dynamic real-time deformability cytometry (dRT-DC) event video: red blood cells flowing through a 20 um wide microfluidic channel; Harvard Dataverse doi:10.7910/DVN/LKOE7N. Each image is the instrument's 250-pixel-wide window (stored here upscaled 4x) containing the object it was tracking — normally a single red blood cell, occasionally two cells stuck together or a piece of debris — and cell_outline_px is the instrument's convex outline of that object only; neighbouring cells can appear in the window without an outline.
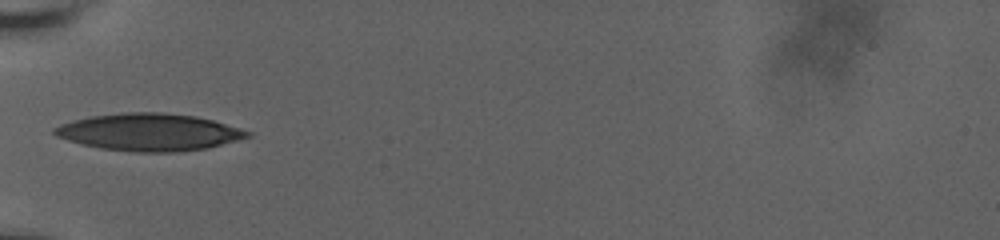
{"species": "human", "species_latin": "Homo sapiens", "temperature_condition": "room temperature", "stored_images_in_passage": 28, "camera_frame_rate_fps": 3000, "um_per_image_px": 0.085, "donor": {"sex": "male"}, "frame": {"image": 1, "passage_image": 1, "time_ms": 0.0, "image_size_px": [1000, 240], "cell_outline_px": [[252, 136], [204, 148], [176, 152], [136, 152], [100, 148], [68, 140], [56, 136], [52, 132], [52, 128], [60, 124], [72, 120], [88, 116], [120, 112], [160, 112], [196, 116], [212, 120], [240, 128], [252, 132]], "centroid_in_image_um": [12.63, 11.22], "position_along_channel_um": 72.4, "area_um2": 41.79}}
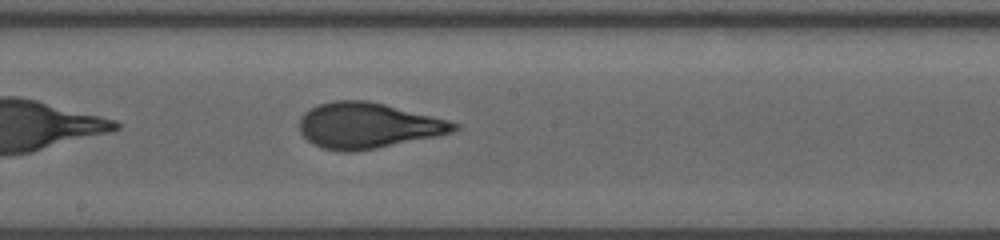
{"frame": {"image": 2, "passage_image": 12, "time_ms": 4.0, "image_size_px": [1000, 240], "cell_outline_px": [[460, 128], [452, 132], [436, 136], [376, 148], [352, 152], [340, 152], [320, 148], [312, 144], [300, 132], [300, 116], [304, 112], [320, 104], [332, 100], [368, 100], [448, 120], [460, 124]], "centroid_in_image_um": [31.24, 10.68], "position_along_channel_um": 217.0, "area_um2": 41.04}}
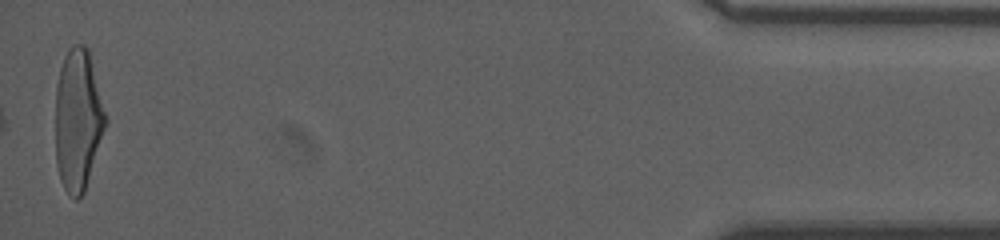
{"frame": {"image": 3, "passage_image": 28, "time_ms": 12.0, "image_size_px": [1000, 240], "cell_outline_px": [[108, 120], [84, 192], [76, 200], [68, 196], [60, 180], [56, 164], [56, 84], [60, 68], [64, 56], [68, 48], [72, 44], [84, 44], [88, 48]], "centroid_in_image_um": [6.62, 10.18], "position_along_channel_um": 428.6, "area_um2": 41.56}, "authors_computed_cell_mechanics": {"area_um2": 40.7201, "velocity_mm_per_s": 3.654, "shape_relaxation_time_tau1_ms": 4.6279, "shape_relaxation_time_tau2_ms": 0.7682, "deformation_change_tau1": 0.2181, "deformation_change_tau2": 0.0749}}